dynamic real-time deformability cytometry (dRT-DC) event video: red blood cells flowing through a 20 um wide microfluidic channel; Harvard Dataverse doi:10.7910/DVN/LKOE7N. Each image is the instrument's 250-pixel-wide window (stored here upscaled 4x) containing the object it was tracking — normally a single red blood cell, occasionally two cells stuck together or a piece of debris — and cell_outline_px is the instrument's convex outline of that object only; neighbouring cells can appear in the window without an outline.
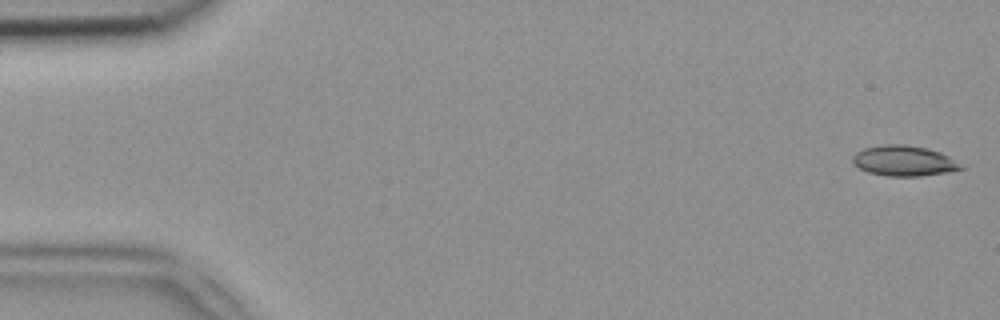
{"species": "common noctule bat (a hibernating species)", "species_latin": "Nyctalus noctula", "temperature_condition": "room temperature", "stored_images_in_passage": 49, "camera_frame_rate_fps": 3000, "um_per_image_px": 0.085, "animal": {"sex": "female", "body_mass_g": 18.4}, "frame": {"image": 1, "passage_image": 1, "time_ms": 0.0, "image_size_px": [1000, 320], "cell_outline_px": [[964, 168], [948, 172], [920, 176], [888, 176], [868, 172], [852, 164], [852, 156], [856, 152], [864, 148], [884, 144], [904, 144], [928, 148], [940, 152], [948, 156], [960, 164]], "centroid_in_image_um": [76.8, 13.66], "position_along_channel_um": 8.2, "area_um2": 19.19}}
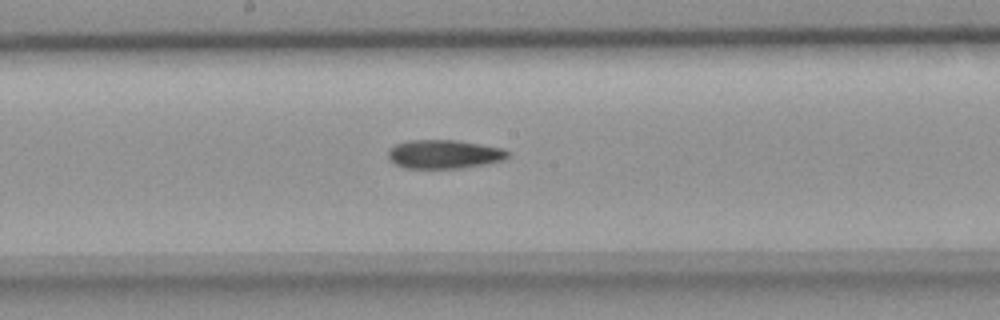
{"frame": {"image": 2, "passage_image": 26, "time_ms": 8.333, "image_size_px": [1000, 320], "cell_outline_px": [[512, 156], [504, 160], [464, 168], [404, 168], [396, 164], [388, 156], [388, 148], [396, 144], [408, 140], [456, 140], [504, 148]], "centroid_in_image_um": [37.78, 13.1], "position_along_channel_um": 210.4, "area_um2": 20.17}}
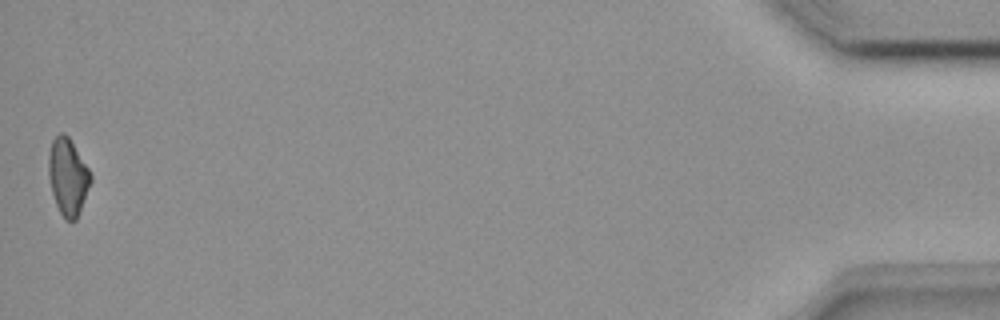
{"frame": {"image": 3, "passage_image": 49, "time_ms": 16.0, "image_size_px": [1000, 320], "cell_outline_px": [[92, 180], [76, 220], [64, 220], [56, 204], [52, 192], [48, 176], [48, 156], [52, 140], [60, 132], [64, 132], [68, 136], [88, 168], [92, 176]], "centroid_in_image_um": [5.76, 15.01], "position_along_channel_um": 429.4, "area_um2": 18.73}}